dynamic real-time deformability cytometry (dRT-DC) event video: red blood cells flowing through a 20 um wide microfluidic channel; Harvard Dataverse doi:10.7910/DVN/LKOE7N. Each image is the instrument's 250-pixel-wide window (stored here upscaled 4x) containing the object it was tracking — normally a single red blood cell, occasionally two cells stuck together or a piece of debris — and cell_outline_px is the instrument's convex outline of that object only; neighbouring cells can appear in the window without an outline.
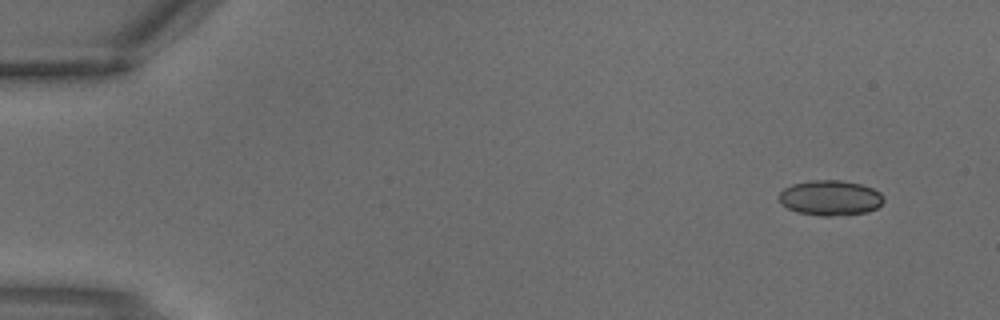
{"species": "common noctule bat (a hibernating species)", "species_latin": "Nyctalus noctula", "temperature_condition": "warm", "stored_images_in_passage": 3, "camera_frame_rate_fps": 3000, "um_per_image_px": 0.085, "animal": {"sex": "male", "body_mass_g": 18.8}, "frame": {"image": 1, "passage_image": 1, "time_ms": 0.0, "image_size_px": [1000, 320], "cell_outline_px": [[884, 200], [876, 208], [868, 212], [828, 216], [820, 216], [796, 212], [788, 208], [780, 200], [780, 192], [784, 188], [792, 184], [812, 180], [840, 180], [860, 184], [872, 188], [880, 192], [884, 196]], "centroid_in_image_um": [70.58, 16.81], "position_along_channel_um": 14.4, "area_um2": 21.33}}
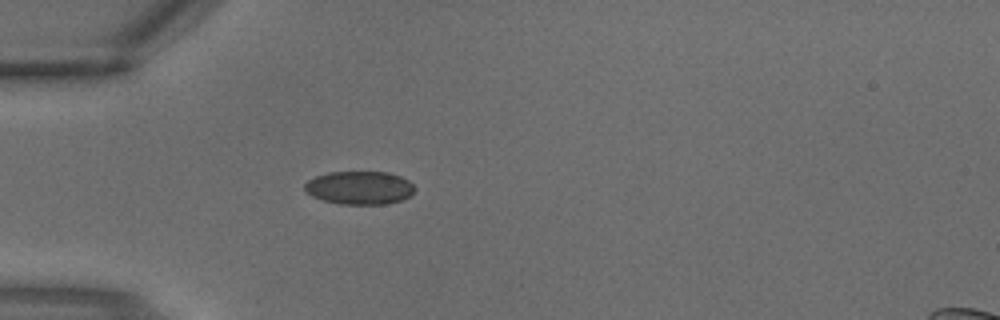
{"frame": {"image": 2, "passage_image": 3, "time_ms": 0.667, "image_size_px": [1000, 320], "cell_outline_px": [[416, 188], [408, 196], [400, 200], [384, 204], [340, 204], [324, 200], [312, 196], [304, 192], [304, 184], [308, 180], [316, 176], [328, 172], [388, 172], [400, 176], [408, 180]], "centroid_in_image_um": [30.52, 15.95], "position_along_channel_um": 54.5, "area_um2": 21.27}}